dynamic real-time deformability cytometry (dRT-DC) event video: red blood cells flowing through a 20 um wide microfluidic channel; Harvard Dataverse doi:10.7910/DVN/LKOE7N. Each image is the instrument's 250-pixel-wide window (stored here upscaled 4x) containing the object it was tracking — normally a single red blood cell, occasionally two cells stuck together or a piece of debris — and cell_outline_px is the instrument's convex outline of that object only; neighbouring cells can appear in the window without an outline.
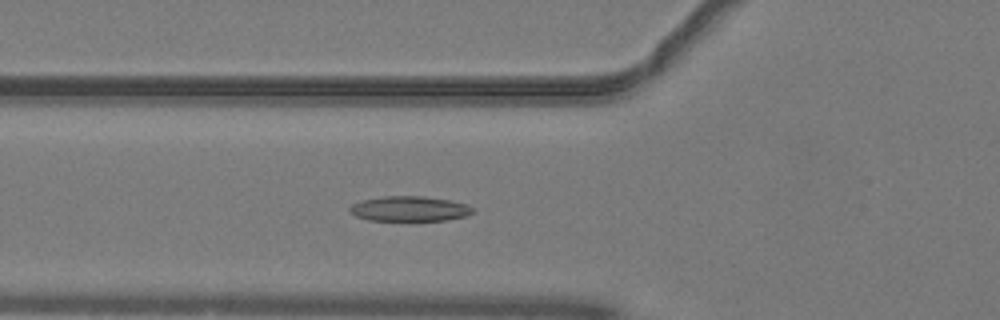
{"species": "common noctule bat (a hibernating species)", "species_latin": "Nyctalus noctula", "temperature_condition": "warm", "stored_images_in_passage": 50, "camera_frame_rate_fps": 3000, "um_per_image_px": 0.085, "animal": {"sex": "male", "body_mass_g": 19.2, "forearm_length_mm": 51.8}, "frame": {"image": 1, "passage_image": 18, "time_ms": 5.667, "image_size_px": [1000, 320], "cell_outline_px": [[476, 212], [464, 216], [448, 220], [368, 220], [356, 216], [348, 212], [348, 208], [352, 204], [360, 200], [384, 196], [424, 196], [452, 200], [468, 204]], "centroid_in_image_um": [34.8, 17.73], "position_along_channel_um": 91.0, "area_um2": 18.15}}
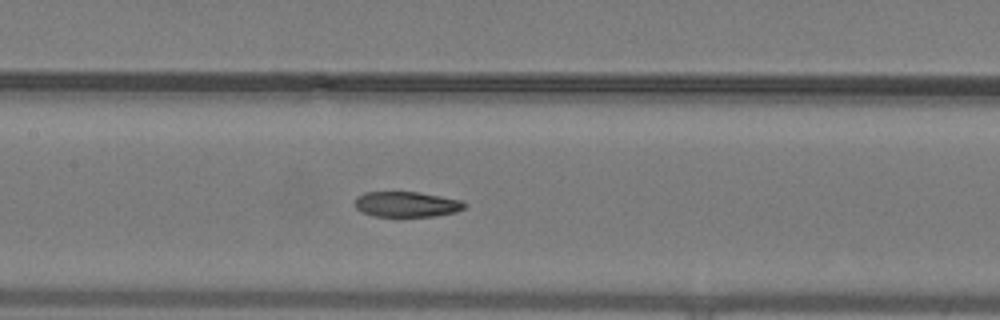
{"frame": {"image": 2, "passage_image": 24, "time_ms": 7.667, "image_size_px": [1000, 320], "cell_outline_px": [[468, 204], [464, 208], [456, 212], [436, 216], [372, 216], [360, 212], [356, 208], [356, 196], [364, 192], [420, 192], [464, 200]], "centroid_in_image_um": [34.59, 17.36], "position_along_channel_um": 172.8, "area_um2": 16.47}}
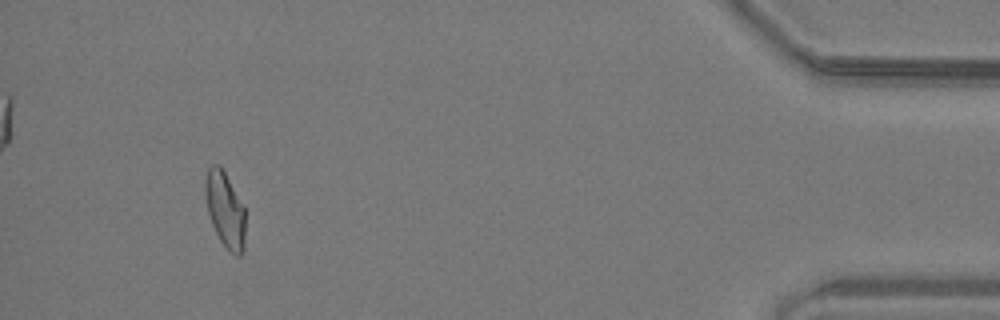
{"frame": {"image": 3, "passage_image": 47, "time_ms": 15.333, "image_size_px": [1000, 320], "cell_outline_px": [[244, 252], [240, 256], [236, 256], [228, 252], [220, 240], [212, 224], [208, 212], [204, 192], [204, 180], [208, 168], [212, 164], [220, 164], [244, 204]], "centroid_in_image_um": [19.13, 17.81], "position_along_channel_um": 416.1, "area_um2": 17.98}, "authors_computed_cell_mechanics": {"area_um2": 17.9758, "velocity_mm_per_s": 4.0534, "shape_relaxation_time_tau1_ms": 7.9748, "shape_relaxation_time_tau2_ms": 2.7295, "deformation_change_tau1": 0.2241, "deformation_change_tau2": 0.0938}}